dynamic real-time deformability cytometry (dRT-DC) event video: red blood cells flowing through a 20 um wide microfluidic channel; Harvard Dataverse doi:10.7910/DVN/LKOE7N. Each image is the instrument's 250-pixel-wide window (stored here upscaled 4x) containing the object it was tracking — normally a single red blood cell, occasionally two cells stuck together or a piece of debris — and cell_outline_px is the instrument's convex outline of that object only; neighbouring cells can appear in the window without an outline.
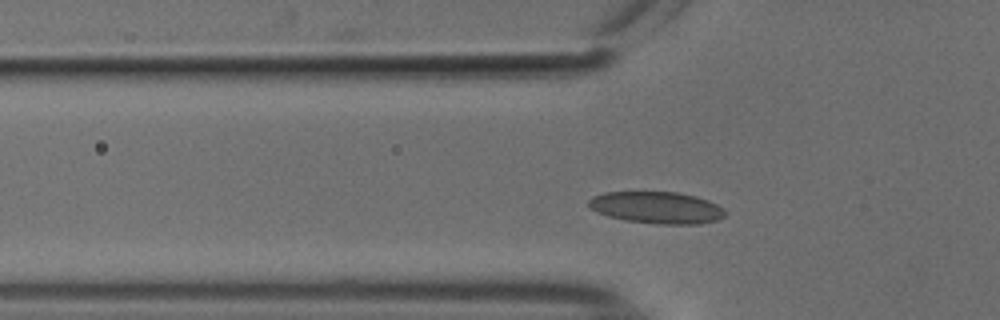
{"species": "common noctule bat (a hibernating species)", "species_latin": "Nyctalus noctula", "temperature_condition": "cold", "stored_images_in_passage": 40, "camera_frame_rate_fps": 3000, "um_per_image_px": 0.085, "animal": {"sex": "male", "body_mass_g": 18.8}, "frame": {"image": 1, "passage_image": 3, "time_ms": 0.667, "image_size_px": [1000, 320], "cell_outline_px": [[728, 212], [724, 216], [716, 220], [700, 224], [664, 224], [624, 220], [608, 216], [596, 212], [588, 208], [588, 200], [592, 196], [604, 192], [676, 192], [696, 196], [708, 200], [724, 208]], "centroid_in_image_um": [55.81, 17.64], "position_along_channel_um": 70.0, "area_um2": 25.49}}
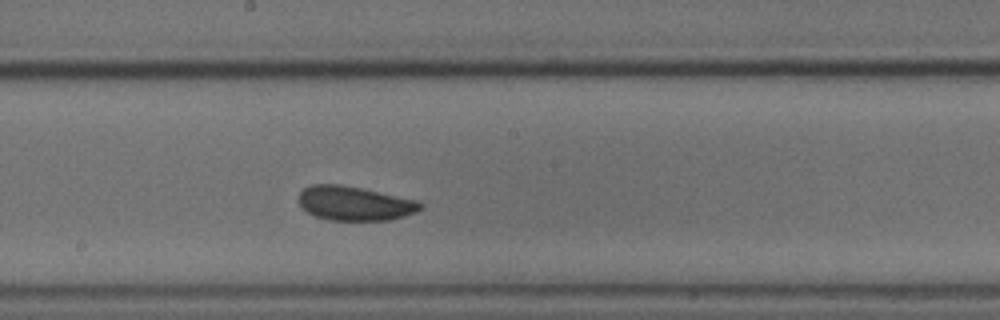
{"frame": {"image": 2, "passage_image": 15, "time_ms": 4.667, "image_size_px": [1000, 320], "cell_outline_px": [[424, 204], [416, 212], [404, 216], [388, 220], [328, 220], [316, 216], [308, 212], [300, 204], [300, 192], [304, 188], [312, 184], [340, 184], [420, 200]], "centroid_in_image_um": [30.18, 17.28], "position_along_channel_um": 218.0, "area_um2": 24.16}}
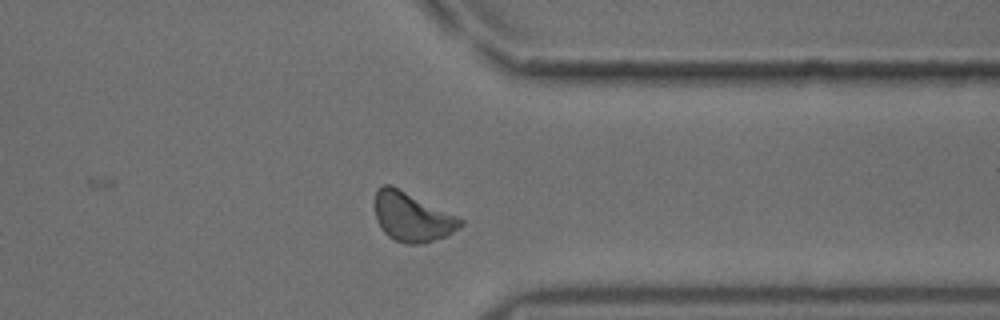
{"frame": {"image": 3, "passage_image": 28, "time_ms": 9.0, "image_size_px": [1000, 320], "cell_outline_px": [[464, 224], [460, 228], [448, 236], [424, 244], [404, 244], [388, 236], [380, 228], [376, 220], [372, 204], [376, 192], [384, 184], [392, 184], [460, 216], [464, 220]], "centroid_in_image_um": [35.05, 18.43], "position_along_channel_um": 376.4, "area_um2": 25.49}, "authors_computed_cell_mechanics": {"area_um2": 23.4379, "velocity_mm_per_s": 3.7086, "shape_relaxation_time_tau1_ms": 1.7839, "shape_relaxation_time_tau2_ms": 2.9091, "deformation_change_tau1": 0.0738, "deformation_change_tau2": 0.0798}}